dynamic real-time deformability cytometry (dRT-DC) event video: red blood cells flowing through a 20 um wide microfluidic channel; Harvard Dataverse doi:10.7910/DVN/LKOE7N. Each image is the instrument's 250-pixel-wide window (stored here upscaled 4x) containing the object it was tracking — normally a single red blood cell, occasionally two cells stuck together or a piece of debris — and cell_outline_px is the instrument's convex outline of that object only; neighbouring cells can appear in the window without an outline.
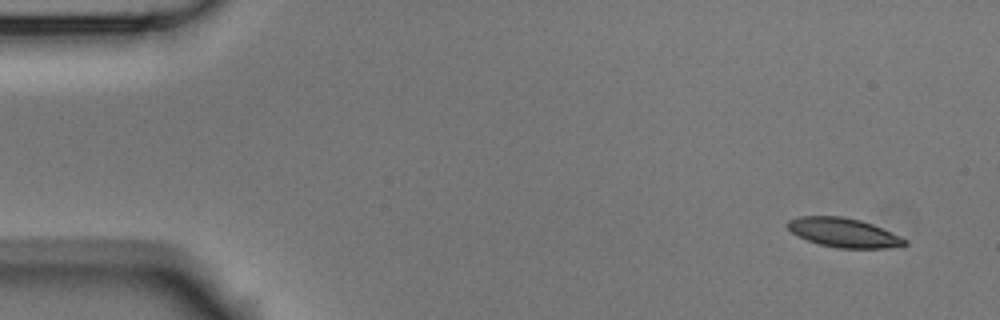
{"species": "Egyptian fruit bat (a non-hibernating species)", "species_latin": "Rousettus aegyptiacus", "temperature_condition": "room temperature", "stored_images_in_passage": 4, "camera_frame_rate_fps": 3000, "um_per_image_px": 0.085, "animal": {"sex": "male"}, "frame": {"image": 1, "passage_image": 4, "time_ms": 1.0, "image_size_px": [1000, 320], "cell_outline_px": [[908, 244], [888, 248], [836, 248], [820, 244], [808, 240], [792, 232], [784, 224], [788, 220], [800, 216], [840, 216], [860, 220], [872, 224], [908, 240]], "centroid_in_image_um": [71.69, 19.77], "position_along_channel_um": 13.3, "area_um2": 19.77}}